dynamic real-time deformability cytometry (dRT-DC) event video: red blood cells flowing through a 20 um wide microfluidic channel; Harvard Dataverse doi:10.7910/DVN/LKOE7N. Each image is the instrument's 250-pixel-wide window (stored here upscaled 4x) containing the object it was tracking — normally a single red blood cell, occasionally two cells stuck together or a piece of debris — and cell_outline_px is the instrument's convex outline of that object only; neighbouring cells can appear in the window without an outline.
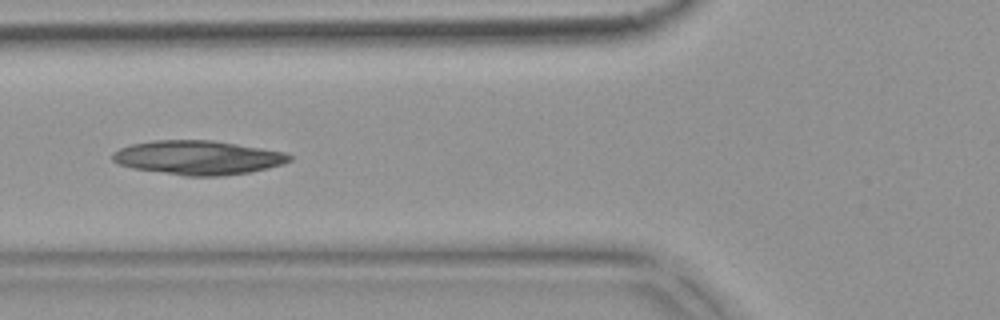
{"species": "common noctule bat (a hibernating species)", "species_latin": "Nyctalus noctula", "temperature_condition": "warm", "stored_images_in_passage": 7, "camera_frame_rate_fps": 3000, "um_per_image_px": 0.085, "animal": {"sex": "female", "body_mass_g": 18.4}, "frame": {"image": 1, "passage_image": 5, "time_ms": 1.333, "image_size_px": [1000, 320], "cell_outline_px": [[292, 160], [284, 164], [268, 168], [248, 172], [220, 176], [184, 176], [132, 168], [116, 164], [112, 160], [112, 152], [120, 148], [132, 144], [156, 140], [212, 140], [284, 152], [292, 156]], "centroid_in_image_um": [16.8, 13.4], "position_along_channel_um": 109.0, "area_um2": 35.14}}